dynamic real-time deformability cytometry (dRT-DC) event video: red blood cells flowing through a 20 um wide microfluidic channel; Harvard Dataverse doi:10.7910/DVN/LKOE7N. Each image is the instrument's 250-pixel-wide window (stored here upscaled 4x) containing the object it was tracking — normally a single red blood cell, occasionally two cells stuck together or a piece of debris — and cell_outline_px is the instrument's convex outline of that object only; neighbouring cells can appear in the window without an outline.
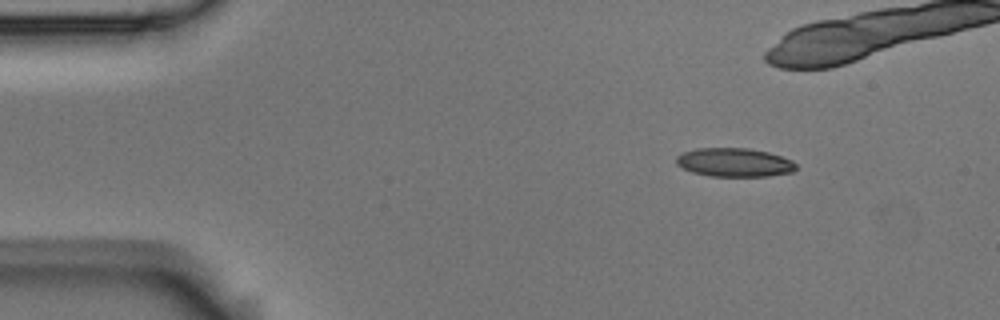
{"species": "Egyptian fruit bat (a non-hibernating species)", "species_latin": "Rousettus aegyptiacus", "temperature_condition": "room temperature", "stored_images_in_passage": 8, "camera_frame_rate_fps": 3000, "um_per_image_px": 0.085, "animal": {"sex": "male"}, "frame": {"image": 1, "passage_image": 1, "time_ms": 0.0, "image_size_px": [1000, 320], "cell_outline_px": [[796, 168], [792, 172], [768, 176], [712, 176], [692, 172], [676, 164], [676, 156], [684, 152], [696, 148], [748, 148], [768, 152], [792, 160], [796, 164]], "centroid_in_image_um": [62.42, 13.8], "position_along_channel_um": 22.6, "area_um2": 19.94}}